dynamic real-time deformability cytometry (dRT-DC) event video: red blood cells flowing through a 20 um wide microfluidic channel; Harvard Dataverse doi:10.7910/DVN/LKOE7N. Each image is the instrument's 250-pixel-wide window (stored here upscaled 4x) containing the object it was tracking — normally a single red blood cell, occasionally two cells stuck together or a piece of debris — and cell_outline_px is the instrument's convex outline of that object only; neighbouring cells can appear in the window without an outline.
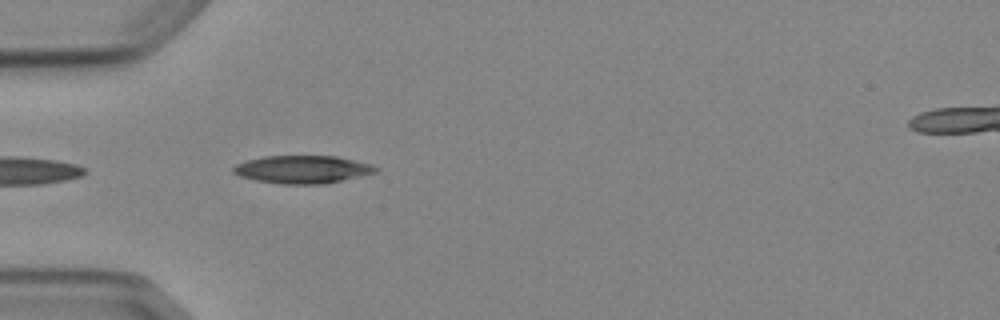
{"species": "Egyptian fruit bat (a non-hibernating species)", "species_latin": "Rousettus aegyptiacus", "temperature_condition": "cold", "stored_images_in_passage": 5, "camera_frame_rate_fps": 3000, "um_per_image_px": 0.085, "animal": {"sex": "female"}, "frame": {"image": 1, "passage_image": 5, "time_ms": 4.667, "image_size_px": [1000, 320], "cell_outline_px": [[380, 168], [376, 172], [360, 176], [324, 184], [280, 184], [256, 180], [240, 176], [232, 172], [232, 168], [236, 164], [244, 160], [264, 156], [336, 156], [372, 164]], "centroid_in_image_um": [25.69, 14.39], "position_along_channel_um": 59.3, "area_um2": 23.18}}